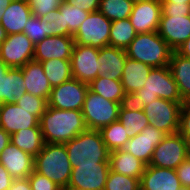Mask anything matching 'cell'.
<instances>
[{"label":"cell","mask_w":190,"mask_h":190,"mask_svg":"<svg viewBox=\"0 0 190 190\" xmlns=\"http://www.w3.org/2000/svg\"><path fill=\"white\" fill-rule=\"evenodd\" d=\"M90 12L75 7L71 2L64 0V26H68L69 33L73 36L81 23Z\"/></svg>","instance_id":"obj_37"},{"label":"cell","mask_w":190,"mask_h":190,"mask_svg":"<svg viewBox=\"0 0 190 190\" xmlns=\"http://www.w3.org/2000/svg\"><path fill=\"white\" fill-rule=\"evenodd\" d=\"M9 66H7L1 59H0V77L2 75H5L7 71L9 70Z\"/></svg>","instance_id":"obj_51"},{"label":"cell","mask_w":190,"mask_h":190,"mask_svg":"<svg viewBox=\"0 0 190 190\" xmlns=\"http://www.w3.org/2000/svg\"><path fill=\"white\" fill-rule=\"evenodd\" d=\"M71 2L75 7L86 12H93L99 10L100 0H65Z\"/></svg>","instance_id":"obj_45"},{"label":"cell","mask_w":190,"mask_h":190,"mask_svg":"<svg viewBox=\"0 0 190 190\" xmlns=\"http://www.w3.org/2000/svg\"><path fill=\"white\" fill-rule=\"evenodd\" d=\"M176 170L147 165L140 179V190H179Z\"/></svg>","instance_id":"obj_20"},{"label":"cell","mask_w":190,"mask_h":190,"mask_svg":"<svg viewBox=\"0 0 190 190\" xmlns=\"http://www.w3.org/2000/svg\"><path fill=\"white\" fill-rule=\"evenodd\" d=\"M179 190H190V187H182Z\"/></svg>","instance_id":"obj_55"},{"label":"cell","mask_w":190,"mask_h":190,"mask_svg":"<svg viewBox=\"0 0 190 190\" xmlns=\"http://www.w3.org/2000/svg\"><path fill=\"white\" fill-rule=\"evenodd\" d=\"M99 49L88 46L74 44L71 55L72 78L89 84L99 76L98 61Z\"/></svg>","instance_id":"obj_12"},{"label":"cell","mask_w":190,"mask_h":190,"mask_svg":"<svg viewBox=\"0 0 190 190\" xmlns=\"http://www.w3.org/2000/svg\"><path fill=\"white\" fill-rule=\"evenodd\" d=\"M157 32L173 51H177L190 37V15L161 16Z\"/></svg>","instance_id":"obj_16"},{"label":"cell","mask_w":190,"mask_h":190,"mask_svg":"<svg viewBox=\"0 0 190 190\" xmlns=\"http://www.w3.org/2000/svg\"><path fill=\"white\" fill-rule=\"evenodd\" d=\"M13 0H0V16L3 14V12L5 11L6 7L9 6V4L12 2Z\"/></svg>","instance_id":"obj_50"},{"label":"cell","mask_w":190,"mask_h":190,"mask_svg":"<svg viewBox=\"0 0 190 190\" xmlns=\"http://www.w3.org/2000/svg\"><path fill=\"white\" fill-rule=\"evenodd\" d=\"M89 85L75 78L52 87L48 106L61 110H82Z\"/></svg>","instance_id":"obj_10"},{"label":"cell","mask_w":190,"mask_h":190,"mask_svg":"<svg viewBox=\"0 0 190 190\" xmlns=\"http://www.w3.org/2000/svg\"><path fill=\"white\" fill-rule=\"evenodd\" d=\"M185 102H172L157 98L144 106V114L149 124L166 134L178 132L180 111Z\"/></svg>","instance_id":"obj_9"},{"label":"cell","mask_w":190,"mask_h":190,"mask_svg":"<svg viewBox=\"0 0 190 190\" xmlns=\"http://www.w3.org/2000/svg\"><path fill=\"white\" fill-rule=\"evenodd\" d=\"M23 33L26 34L34 44H37L45 37H48L47 22L31 15L25 24Z\"/></svg>","instance_id":"obj_38"},{"label":"cell","mask_w":190,"mask_h":190,"mask_svg":"<svg viewBox=\"0 0 190 190\" xmlns=\"http://www.w3.org/2000/svg\"><path fill=\"white\" fill-rule=\"evenodd\" d=\"M189 157V142L179 133L167 134L155 147L151 166L176 169Z\"/></svg>","instance_id":"obj_7"},{"label":"cell","mask_w":190,"mask_h":190,"mask_svg":"<svg viewBox=\"0 0 190 190\" xmlns=\"http://www.w3.org/2000/svg\"><path fill=\"white\" fill-rule=\"evenodd\" d=\"M88 85L92 92L97 93L105 99L121 104L128 102V97L123 90L120 80L98 76Z\"/></svg>","instance_id":"obj_30"},{"label":"cell","mask_w":190,"mask_h":190,"mask_svg":"<svg viewBox=\"0 0 190 190\" xmlns=\"http://www.w3.org/2000/svg\"><path fill=\"white\" fill-rule=\"evenodd\" d=\"M21 108L26 109L29 113L35 115L39 120L41 115L46 111L48 102L42 97L26 92L16 102Z\"/></svg>","instance_id":"obj_39"},{"label":"cell","mask_w":190,"mask_h":190,"mask_svg":"<svg viewBox=\"0 0 190 190\" xmlns=\"http://www.w3.org/2000/svg\"><path fill=\"white\" fill-rule=\"evenodd\" d=\"M125 51L127 57L153 68L168 66L173 52L158 32L137 34Z\"/></svg>","instance_id":"obj_5"},{"label":"cell","mask_w":190,"mask_h":190,"mask_svg":"<svg viewBox=\"0 0 190 190\" xmlns=\"http://www.w3.org/2000/svg\"><path fill=\"white\" fill-rule=\"evenodd\" d=\"M133 6L130 0H100L99 11L112 22L129 18Z\"/></svg>","instance_id":"obj_34"},{"label":"cell","mask_w":190,"mask_h":190,"mask_svg":"<svg viewBox=\"0 0 190 190\" xmlns=\"http://www.w3.org/2000/svg\"><path fill=\"white\" fill-rule=\"evenodd\" d=\"M118 120L126 128L129 138H133L149 125V119L143 109H138L126 102L120 106Z\"/></svg>","instance_id":"obj_29"},{"label":"cell","mask_w":190,"mask_h":190,"mask_svg":"<svg viewBox=\"0 0 190 190\" xmlns=\"http://www.w3.org/2000/svg\"><path fill=\"white\" fill-rule=\"evenodd\" d=\"M167 134L156 127L147 125L141 133L127 141L122 150L131 153L146 166L150 164L155 147Z\"/></svg>","instance_id":"obj_14"},{"label":"cell","mask_w":190,"mask_h":190,"mask_svg":"<svg viewBox=\"0 0 190 190\" xmlns=\"http://www.w3.org/2000/svg\"><path fill=\"white\" fill-rule=\"evenodd\" d=\"M72 168L79 165L110 163V151L99 130H86L64 143Z\"/></svg>","instance_id":"obj_3"},{"label":"cell","mask_w":190,"mask_h":190,"mask_svg":"<svg viewBox=\"0 0 190 190\" xmlns=\"http://www.w3.org/2000/svg\"><path fill=\"white\" fill-rule=\"evenodd\" d=\"M169 69L184 102H190V59L172 52Z\"/></svg>","instance_id":"obj_27"},{"label":"cell","mask_w":190,"mask_h":190,"mask_svg":"<svg viewBox=\"0 0 190 190\" xmlns=\"http://www.w3.org/2000/svg\"><path fill=\"white\" fill-rule=\"evenodd\" d=\"M0 126L10 135L21 129L40 127L39 119L17 103L0 104Z\"/></svg>","instance_id":"obj_18"},{"label":"cell","mask_w":190,"mask_h":190,"mask_svg":"<svg viewBox=\"0 0 190 190\" xmlns=\"http://www.w3.org/2000/svg\"><path fill=\"white\" fill-rule=\"evenodd\" d=\"M62 190H74V189H71L69 187H66V188H62Z\"/></svg>","instance_id":"obj_56"},{"label":"cell","mask_w":190,"mask_h":190,"mask_svg":"<svg viewBox=\"0 0 190 190\" xmlns=\"http://www.w3.org/2000/svg\"><path fill=\"white\" fill-rule=\"evenodd\" d=\"M109 161L110 169L112 171L129 177H134L139 180L141 179L146 167L141 160L122 149L110 152Z\"/></svg>","instance_id":"obj_26"},{"label":"cell","mask_w":190,"mask_h":190,"mask_svg":"<svg viewBox=\"0 0 190 190\" xmlns=\"http://www.w3.org/2000/svg\"><path fill=\"white\" fill-rule=\"evenodd\" d=\"M35 44L22 33L7 35L0 44V59L10 68H21L34 58Z\"/></svg>","instance_id":"obj_11"},{"label":"cell","mask_w":190,"mask_h":190,"mask_svg":"<svg viewBox=\"0 0 190 190\" xmlns=\"http://www.w3.org/2000/svg\"><path fill=\"white\" fill-rule=\"evenodd\" d=\"M8 190H31V185L28 177L14 179L11 187Z\"/></svg>","instance_id":"obj_47"},{"label":"cell","mask_w":190,"mask_h":190,"mask_svg":"<svg viewBox=\"0 0 190 190\" xmlns=\"http://www.w3.org/2000/svg\"><path fill=\"white\" fill-rule=\"evenodd\" d=\"M44 74L52 87L58 86L72 78L71 59H50L41 62Z\"/></svg>","instance_id":"obj_31"},{"label":"cell","mask_w":190,"mask_h":190,"mask_svg":"<svg viewBox=\"0 0 190 190\" xmlns=\"http://www.w3.org/2000/svg\"><path fill=\"white\" fill-rule=\"evenodd\" d=\"M161 15L159 0L142 1L134 3L129 20L137 34L157 32Z\"/></svg>","instance_id":"obj_15"},{"label":"cell","mask_w":190,"mask_h":190,"mask_svg":"<svg viewBox=\"0 0 190 190\" xmlns=\"http://www.w3.org/2000/svg\"><path fill=\"white\" fill-rule=\"evenodd\" d=\"M7 38V33L0 23V44Z\"/></svg>","instance_id":"obj_52"},{"label":"cell","mask_w":190,"mask_h":190,"mask_svg":"<svg viewBox=\"0 0 190 190\" xmlns=\"http://www.w3.org/2000/svg\"><path fill=\"white\" fill-rule=\"evenodd\" d=\"M31 190H62L60 186L54 183L51 179L33 171L28 176Z\"/></svg>","instance_id":"obj_41"},{"label":"cell","mask_w":190,"mask_h":190,"mask_svg":"<svg viewBox=\"0 0 190 190\" xmlns=\"http://www.w3.org/2000/svg\"><path fill=\"white\" fill-rule=\"evenodd\" d=\"M127 60L126 51L110 45L99 49L98 61L101 63L99 76L113 80H121L123 68Z\"/></svg>","instance_id":"obj_22"},{"label":"cell","mask_w":190,"mask_h":190,"mask_svg":"<svg viewBox=\"0 0 190 190\" xmlns=\"http://www.w3.org/2000/svg\"><path fill=\"white\" fill-rule=\"evenodd\" d=\"M40 19L47 22L48 36H72L69 33L68 26H64V2L59 9L48 12Z\"/></svg>","instance_id":"obj_35"},{"label":"cell","mask_w":190,"mask_h":190,"mask_svg":"<svg viewBox=\"0 0 190 190\" xmlns=\"http://www.w3.org/2000/svg\"><path fill=\"white\" fill-rule=\"evenodd\" d=\"M157 98L172 102H184L169 66L152 68L146 78L144 87L129 96L128 103L135 108L143 109L147 103Z\"/></svg>","instance_id":"obj_2"},{"label":"cell","mask_w":190,"mask_h":190,"mask_svg":"<svg viewBox=\"0 0 190 190\" xmlns=\"http://www.w3.org/2000/svg\"><path fill=\"white\" fill-rule=\"evenodd\" d=\"M152 68L143 62L127 57L120 80L127 97L144 87L146 78L149 76Z\"/></svg>","instance_id":"obj_24"},{"label":"cell","mask_w":190,"mask_h":190,"mask_svg":"<svg viewBox=\"0 0 190 190\" xmlns=\"http://www.w3.org/2000/svg\"><path fill=\"white\" fill-rule=\"evenodd\" d=\"M10 143V134H8L1 126H0V154L3 149Z\"/></svg>","instance_id":"obj_49"},{"label":"cell","mask_w":190,"mask_h":190,"mask_svg":"<svg viewBox=\"0 0 190 190\" xmlns=\"http://www.w3.org/2000/svg\"><path fill=\"white\" fill-rule=\"evenodd\" d=\"M14 178L9 174L6 168L0 163V190H8L11 187Z\"/></svg>","instance_id":"obj_46"},{"label":"cell","mask_w":190,"mask_h":190,"mask_svg":"<svg viewBox=\"0 0 190 190\" xmlns=\"http://www.w3.org/2000/svg\"><path fill=\"white\" fill-rule=\"evenodd\" d=\"M31 15L28 0H13L0 16V23L7 35L22 33Z\"/></svg>","instance_id":"obj_21"},{"label":"cell","mask_w":190,"mask_h":190,"mask_svg":"<svg viewBox=\"0 0 190 190\" xmlns=\"http://www.w3.org/2000/svg\"><path fill=\"white\" fill-rule=\"evenodd\" d=\"M130 1H132L133 3H137V2L149 1V0H130Z\"/></svg>","instance_id":"obj_54"},{"label":"cell","mask_w":190,"mask_h":190,"mask_svg":"<svg viewBox=\"0 0 190 190\" xmlns=\"http://www.w3.org/2000/svg\"><path fill=\"white\" fill-rule=\"evenodd\" d=\"M39 125L45 143L64 144L87 130L81 110H61L49 106L41 115Z\"/></svg>","instance_id":"obj_1"},{"label":"cell","mask_w":190,"mask_h":190,"mask_svg":"<svg viewBox=\"0 0 190 190\" xmlns=\"http://www.w3.org/2000/svg\"><path fill=\"white\" fill-rule=\"evenodd\" d=\"M104 144L110 152L122 149L124 144L129 141L126 128L117 120L110 125L102 127L100 130Z\"/></svg>","instance_id":"obj_33"},{"label":"cell","mask_w":190,"mask_h":190,"mask_svg":"<svg viewBox=\"0 0 190 190\" xmlns=\"http://www.w3.org/2000/svg\"><path fill=\"white\" fill-rule=\"evenodd\" d=\"M121 105V103L105 99L89 89L81 110L87 129L100 130L117 121Z\"/></svg>","instance_id":"obj_6"},{"label":"cell","mask_w":190,"mask_h":190,"mask_svg":"<svg viewBox=\"0 0 190 190\" xmlns=\"http://www.w3.org/2000/svg\"><path fill=\"white\" fill-rule=\"evenodd\" d=\"M160 2H174L175 4L190 3V0H159Z\"/></svg>","instance_id":"obj_53"},{"label":"cell","mask_w":190,"mask_h":190,"mask_svg":"<svg viewBox=\"0 0 190 190\" xmlns=\"http://www.w3.org/2000/svg\"><path fill=\"white\" fill-rule=\"evenodd\" d=\"M178 132L190 142V103L185 102L182 105L179 119Z\"/></svg>","instance_id":"obj_43"},{"label":"cell","mask_w":190,"mask_h":190,"mask_svg":"<svg viewBox=\"0 0 190 190\" xmlns=\"http://www.w3.org/2000/svg\"><path fill=\"white\" fill-rule=\"evenodd\" d=\"M161 16L190 15V3L175 4L174 2H161Z\"/></svg>","instance_id":"obj_42"},{"label":"cell","mask_w":190,"mask_h":190,"mask_svg":"<svg viewBox=\"0 0 190 190\" xmlns=\"http://www.w3.org/2000/svg\"><path fill=\"white\" fill-rule=\"evenodd\" d=\"M10 142L33 157L45 144L40 127L21 129L10 135Z\"/></svg>","instance_id":"obj_28"},{"label":"cell","mask_w":190,"mask_h":190,"mask_svg":"<svg viewBox=\"0 0 190 190\" xmlns=\"http://www.w3.org/2000/svg\"><path fill=\"white\" fill-rule=\"evenodd\" d=\"M0 163L14 179L26 178L34 171V157L11 142L1 152Z\"/></svg>","instance_id":"obj_19"},{"label":"cell","mask_w":190,"mask_h":190,"mask_svg":"<svg viewBox=\"0 0 190 190\" xmlns=\"http://www.w3.org/2000/svg\"><path fill=\"white\" fill-rule=\"evenodd\" d=\"M75 41L72 36H48L35 44L34 58L37 62L50 59H71Z\"/></svg>","instance_id":"obj_17"},{"label":"cell","mask_w":190,"mask_h":190,"mask_svg":"<svg viewBox=\"0 0 190 190\" xmlns=\"http://www.w3.org/2000/svg\"><path fill=\"white\" fill-rule=\"evenodd\" d=\"M136 35L137 33L129 18L112 21L109 45L125 50L136 37Z\"/></svg>","instance_id":"obj_32"},{"label":"cell","mask_w":190,"mask_h":190,"mask_svg":"<svg viewBox=\"0 0 190 190\" xmlns=\"http://www.w3.org/2000/svg\"><path fill=\"white\" fill-rule=\"evenodd\" d=\"M26 92L21 68H9L0 77V104L16 103Z\"/></svg>","instance_id":"obj_25"},{"label":"cell","mask_w":190,"mask_h":190,"mask_svg":"<svg viewBox=\"0 0 190 190\" xmlns=\"http://www.w3.org/2000/svg\"><path fill=\"white\" fill-rule=\"evenodd\" d=\"M34 171L51 179L61 188L68 187L72 167L65 144L45 143L34 157Z\"/></svg>","instance_id":"obj_4"},{"label":"cell","mask_w":190,"mask_h":190,"mask_svg":"<svg viewBox=\"0 0 190 190\" xmlns=\"http://www.w3.org/2000/svg\"><path fill=\"white\" fill-rule=\"evenodd\" d=\"M21 70L23 72L26 91L48 101L52 86L44 74L41 62L35 60L29 61L21 67Z\"/></svg>","instance_id":"obj_23"},{"label":"cell","mask_w":190,"mask_h":190,"mask_svg":"<svg viewBox=\"0 0 190 190\" xmlns=\"http://www.w3.org/2000/svg\"><path fill=\"white\" fill-rule=\"evenodd\" d=\"M32 15L41 17L55 9H59L64 0H28Z\"/></svg>","instance_id":"obj_40"},{"label":"cell","mask_w":190,"mask_h":190,"mask_svg":"<svg viewBox=\"0 0 190 190\" xmlns=\"http://www.w3.org/2000/svg\"><path fill=\"white\" fill-rule=\"evenodd\" d=\"M178 54L190 59V37L177 49Z\"/></svg>","instance_id":"obj_48"},{"label":"cell","mask_w":190,"mask_h":190,"mask_svg":"<svg viewBox=\"0 0 190 190\" xmlns=\"http://www.w3.org/2000/svg\"><path fill=\"white\" fill-rule=\"evenodd\" d=\"M110 163L79 165L72 168L68 187L74 190H104Z\"/></svg>","instance_id":"obj_13"},{"label":"cell","mask_w":190,"mask_h":190,"mask_svg":"<svg viewBox=\"0 0 190 190\" xmlns=\"http://www.w3.org/2000/svg\"><path fill=\"white\" fill-rule=\"evenodd\" d=\"M104 190H140V180L110 169Z\"/></svg>","instance_id":"obj_36"},{"label":"cell","mask_w":190,"mask_h":190,"mask_svg":"<svg viewBox=\"0 0 190 190\" xmlns=\"http://www.w3.org/2000/svg\"><path fill=\"white\" fill-rule=\"evenodd\" d=\"M111 21L99 10L90 12L72 36L75 44L98 49L109 45Z\"/></svg>","instance_id":"obj_8"},{"label":"cell","mask_w":190,"mask_h":190,"mask_svg":"<svg viewBox=\"0 0 190 190\" xmlns=\"http://www.w3.org/2000/svg\"><path fill=\"white\" fill-rule=\"evenodd\" d=\"M175 170L181 186L190 187V157L184 160Z\"/></svg>","instance_id":"obj_44"}]
</instances>
